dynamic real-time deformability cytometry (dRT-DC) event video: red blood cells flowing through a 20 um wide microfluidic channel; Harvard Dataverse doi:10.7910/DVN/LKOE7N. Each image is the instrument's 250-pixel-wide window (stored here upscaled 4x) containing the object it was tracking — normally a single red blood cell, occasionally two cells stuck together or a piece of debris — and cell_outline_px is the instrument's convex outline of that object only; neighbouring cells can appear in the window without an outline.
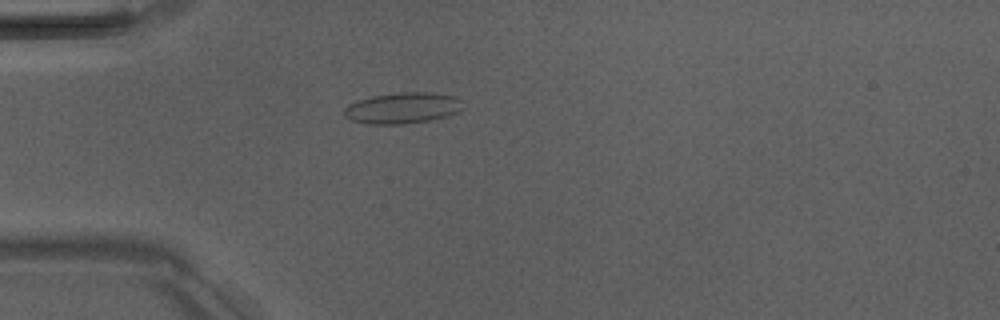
{"species": "Egyptian fruit bat (a non-hibernating species)", "species_latin": "Rousettus aegyptiacus", "temperature_condition": "room temperature", "stored_images_in_passage": 5, "camera_frame_rate_fps": 3000, "um_per_image_px": 0.085, "animal": {"sex": "male"}, "frame": {"image": 1, "passage_image": 5, "time_ms": 4.667, "image_size_px": [1000, 320], "cell_outline_px": [[464, 108], [448, 116], [432, 120], [404, 124], [368, 124], [352, 120], [344, 116], [344, 108], [348, 104], [356, 100], [372, 96], [400, 92], [432, 92], [456, 96], [460, 100]], "centroid_in_image_um": [34.22, 9.18], "position_along_channel_um": 50.8, "area_um2": 21.73}}